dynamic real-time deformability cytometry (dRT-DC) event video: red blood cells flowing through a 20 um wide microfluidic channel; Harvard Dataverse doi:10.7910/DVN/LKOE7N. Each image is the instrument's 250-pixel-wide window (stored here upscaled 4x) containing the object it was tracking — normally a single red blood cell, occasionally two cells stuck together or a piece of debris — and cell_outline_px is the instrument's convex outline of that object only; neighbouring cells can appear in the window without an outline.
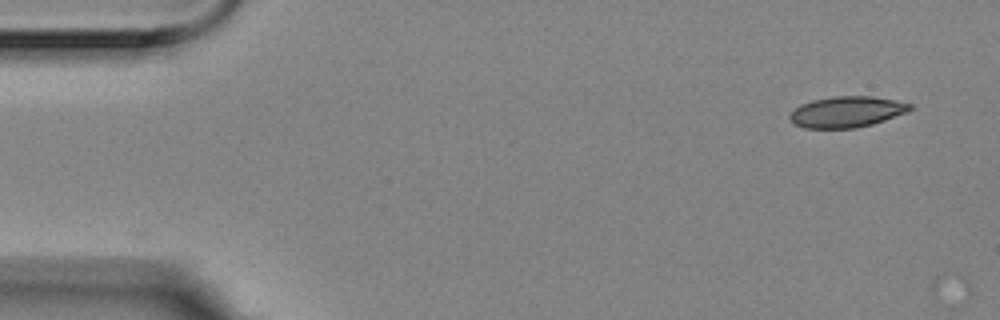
{"species": "Egyptian fruit bat (a non-hibernating species)", "species_latin": "Rousettus aegyptiacus", "temperature_condition": "room temperature", "stored_images_in_passage": 2, "camera_frame_rate_fps": 3000, "um_per_image_px": 0.085, "animal": {"sex": "female"}, "frame": {"image": 1, "passage_image": 1, "time_ms": 0.0, "image_size_px": [1000, 320], "cell_outline_px": [[916, 108], [908, 112], [872, 124], [856, 128], [804, 128], [796, 124], [788, 116], [800, 104], [812, 100], [832, 96], [872, 96], [912, 104]], "centroid_in_image_um": [72.0, 9.5], "position_along_channel_um": 13.0, "area_um2": 21.68}}